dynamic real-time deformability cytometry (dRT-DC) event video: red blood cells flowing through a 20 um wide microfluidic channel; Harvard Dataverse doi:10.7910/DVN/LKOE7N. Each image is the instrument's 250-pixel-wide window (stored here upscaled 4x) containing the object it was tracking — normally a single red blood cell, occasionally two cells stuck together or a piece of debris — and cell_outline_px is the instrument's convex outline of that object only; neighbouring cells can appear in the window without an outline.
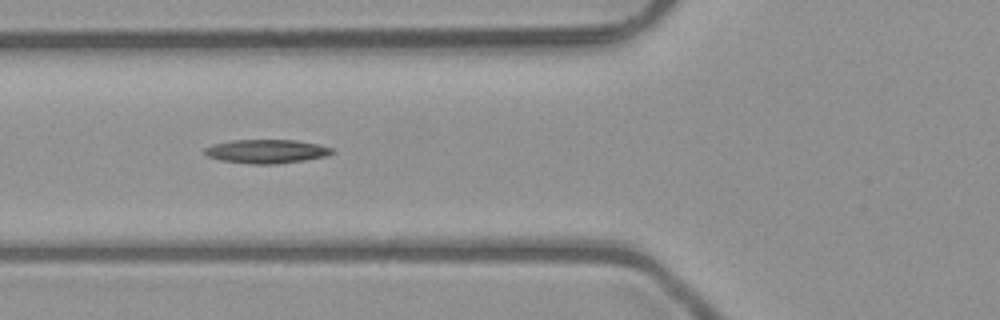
{"species": "common noctule bat (a hibernating species)", "species_latin": "Nyctalus noctula", "temperature_condition": "room temperature", "stored_images_in_passage": 7, "camera_frame_rate_fps": 3000, "um_per_image_px": 0.085, "animal": {"sex": "male", "body_mass_g": 23.1, "forearm_length_mm": 52.7}, "frame": {"image": 1, "passage_image": 4, "time_ms": 1.0, "image_size_px": [1000, 320], "cell_outline_px": [[336, 152], [324, 156], [304, 160], [276, 164], [252, 164], [220, 160], [208, 156], [204, 152], [204, 148], [212, 144], [232, 140], [296, 140], [316, 144], [332, 148]], "centroid_in_image_um": [22.63, 12.86], "position_along_channel_um": 103.2, "area_um2": 17.57}}
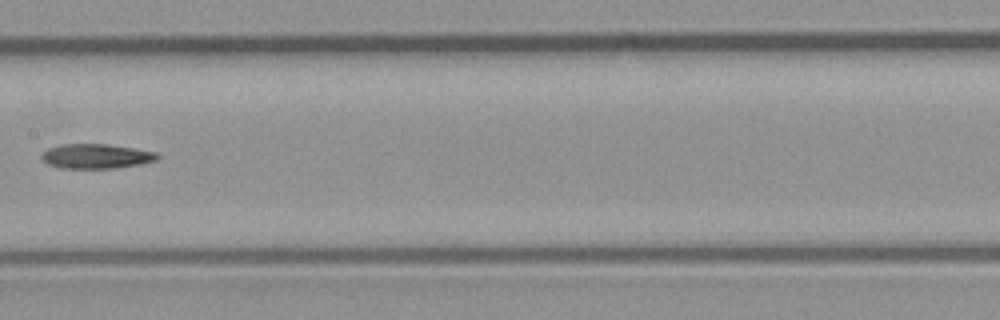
{"frame": {"image": 2, "passage_image": 6, "time_ms": 1.667, "image_size_px": [1000, 320], "cell_outline_px": [[160, 156], [156, 160], [140, 164], [112, 168], [60, 168], [48, 164], [40, 156], [48, 148], [64, 144], [108, 144], [156, 152]], "centroid_in_image_um": [8.17, 13.28], "position_along_channel_um": 199.2, "area_um2": 16.42}}
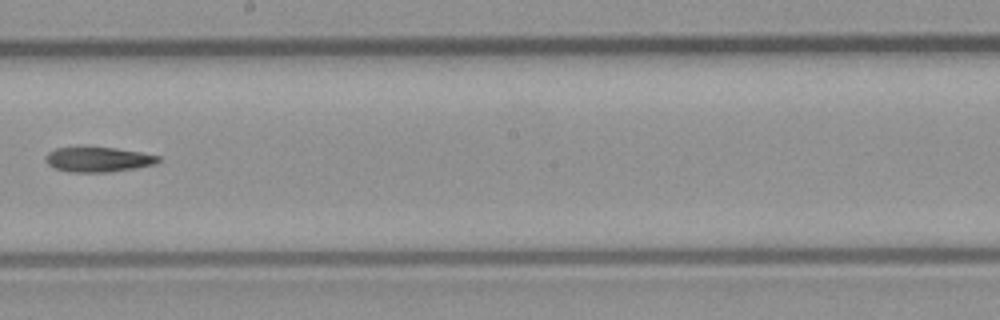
{"frame": {"image": 3, "passage_image": 7, "time_ms": 2.0, "image_size_px": [1000, 320], "cell_outline_px": [[160, 160], [156, 164], [136, 168], [112, 172], [68, 172], [52, 168], [44, 160], [44, 156], [48, 152], [56, 148], [80, 144], [116, 148], [140, 152], [160, 156]], "centroid_in_image_um": [8.27, 13.52], "position_along_channel_um": 239.9, "area_um2": 17.28}}